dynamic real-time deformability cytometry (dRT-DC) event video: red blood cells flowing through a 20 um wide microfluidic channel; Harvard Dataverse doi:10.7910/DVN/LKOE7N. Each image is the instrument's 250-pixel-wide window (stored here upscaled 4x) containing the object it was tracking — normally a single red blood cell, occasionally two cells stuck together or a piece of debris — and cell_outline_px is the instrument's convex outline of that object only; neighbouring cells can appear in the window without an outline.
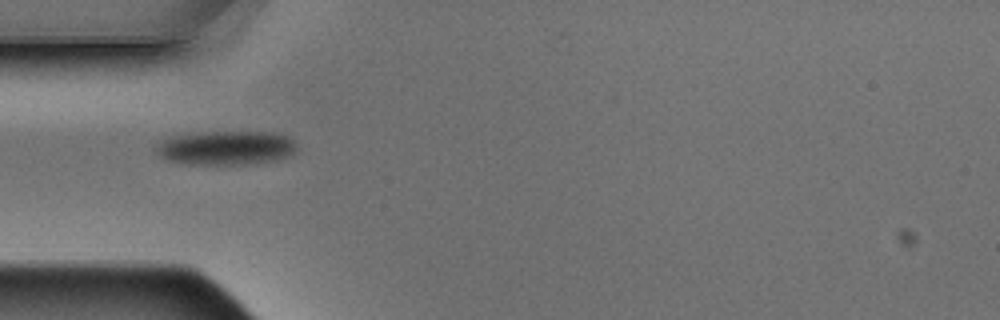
{"species": "Egyptian fruit bat (a non-hibernating species)", "species_latin": "Rousettus aegyptiacus", "temperature_condition": "warm", "stored_images_in_passage": 1, "camera_frame_rate_fps": 3000, "um_per_image_px": 0.085, "animal": {"sex": "male"}, "frame": {"image": 1, "passage_image": 1, "time_ms": 0.0, "image_size_px": [1000, 320], "cell_outline_px": [[296, 152], [292, 156], [276, 160], [256, 164], [184, 164], [168, 160], [160, 156], [152, 148], [164, 140], [172, 136], [204, 132], [272, 132], [288, 136], [296, 144]], "centroid_in_image_um": [19.24, 12.58], "position_along_channel_um": 65.8, "area_um2": 28.21}}